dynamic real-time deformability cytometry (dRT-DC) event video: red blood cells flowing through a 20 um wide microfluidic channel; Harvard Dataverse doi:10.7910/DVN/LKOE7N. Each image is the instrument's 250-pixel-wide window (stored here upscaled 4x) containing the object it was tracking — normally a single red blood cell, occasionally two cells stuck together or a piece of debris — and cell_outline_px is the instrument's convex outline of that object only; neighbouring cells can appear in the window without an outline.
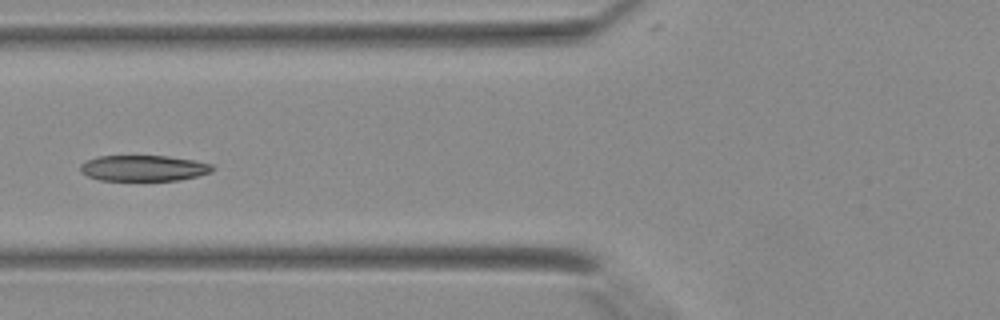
{"species": "Egyptian fruit bat (a non-hibernating species)", "species_latin": "Rousettus aegyptiacus", "temperature_condition": "warm", "stored_images_in_passage": 43, "segment_of_instrument_passage": [2, 2], "camera_frame_rate_fps": 3000, "um_per_image_px": 0.085, "animal": {"sex": "female"}, "frame": {"image": 1, "passage_image": 18, "time_ms": 5.667, "image_size_px": [1000, 320], "cell_outline_px": [[216, 168], [212, 172], [180, 180], [100, 180], [88, 176], [80, 172], [80, 164], [96, 156], [168, 156], [192, 160], [212, 164]], "centroid_in_image_um": [12.21, 14.29], "position_along_channel_um": 113.6, "area_um2": 19.88}}
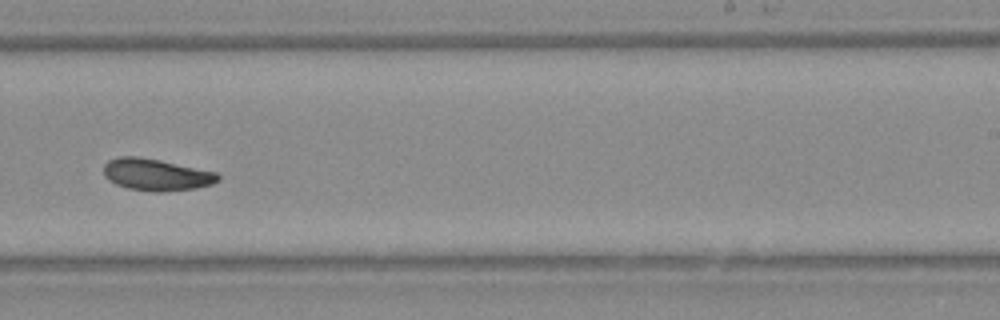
{"frame": {"image": 2, "passage_image": 28, "time_ms": 9.0, "image_size_px": [1000, 320], "cell_outline_px": [[220, 180], [212, 184], [196, 188], [160, 192], [156, 192], [128, 188], [116, 184], [108, 180], [104, 176], [104, 164], [108, 160], [120, 156], [136, 156], [160, 160], [216, 172], [220, 176]], "centroid_in_image_um": [13.27, 14.84], "position_along_channel_um": 275.7, "area_um2": 21.21}}
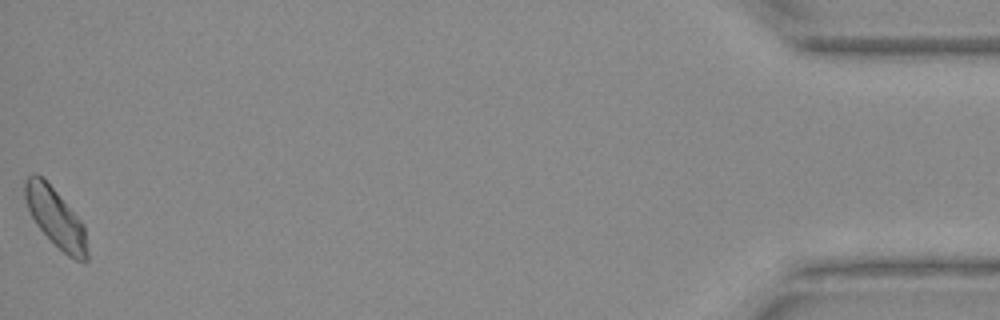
{"frame": {"image": 3, "passage_image": 43, "time_ms": 14.0, "image_size_px": [1000, 320], "cell_outline_px": [[88, 260], [84, 264], [68, 256], [36, 224], [28, 208], [24, 196], [24, 180], [32, 172], [36, 172], [56, 192], [84, 224], [88, 252]], "centroid_in_image_um": [4.74, 18.52], "position_along_channel_um": 430.5, "area_um2": 21.04}}